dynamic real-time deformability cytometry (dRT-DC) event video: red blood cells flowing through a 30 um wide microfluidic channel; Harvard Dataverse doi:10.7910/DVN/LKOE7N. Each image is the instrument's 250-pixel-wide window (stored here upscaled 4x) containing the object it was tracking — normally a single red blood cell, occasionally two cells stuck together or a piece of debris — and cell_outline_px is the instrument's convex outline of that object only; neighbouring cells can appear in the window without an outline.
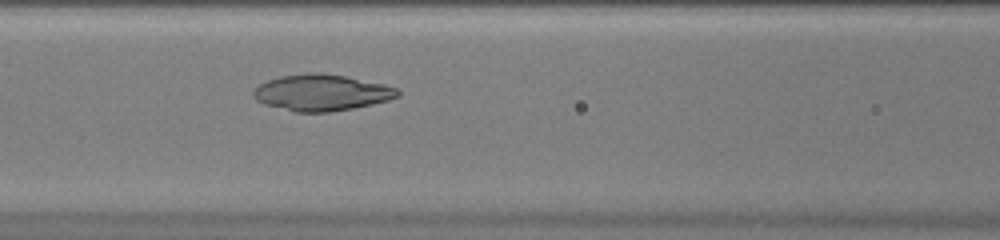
{"species": "common noctule bat (a hibernating species)", "species_latin": "Nyctalus noctula", "temperature_condition": "warm", "stored_images_in_passage": 43, "camera_frame_rate_fps": 3000, "um_per_image_px": 0.085, "animal": {"sex": "female", "body_mass_g": 20.0, "forearm_length_mm": 54.0}, "frame": {"image": 1, "passage_image": 15, "time_ms": 4.667, "image_size_px": [1000, 240], "cell_outline_px": [[400, 96], [388, 100], [372, 104], [352, 108], [328, 112], [296, 112], [264, 104], [256, 100], [252, 96], [252, 92], [260, 84], [268, 80], [280, 76], [308, 72], [316, 72], [344, 76], [384, 84], [396, 88], [400, 92]], "centroid_in_image_um": [27.32, 7.87], "position_along_channel_um": 139.3, "area_um2": 30.4}}
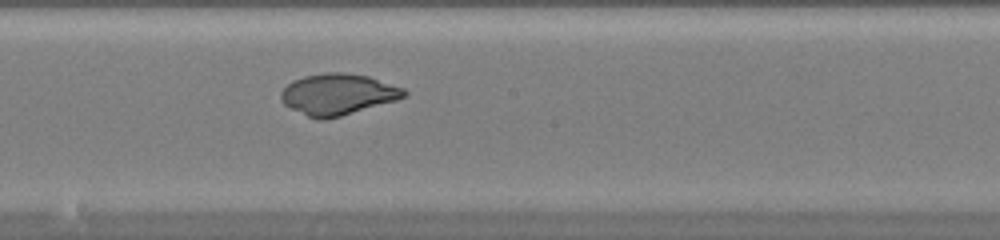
{"frame": {"image": 2, "passage_image": 21, "time_ms": 6.667, "image_size_px": [1000, 240], "cell_outline_px": [[408, 96], [396, 100], [340, 116], [324, 120], [316, 120], [284, 104], [280, 100], [280, 92], [292, 80], [304, 76], [328, 72], [344, 72], [368, 76], [404, 88], [408, 92]], "centroid_in_image_um": [28.72, 8.01], "position_along_channel_um": 219.5, "area_um2": 29.48}}
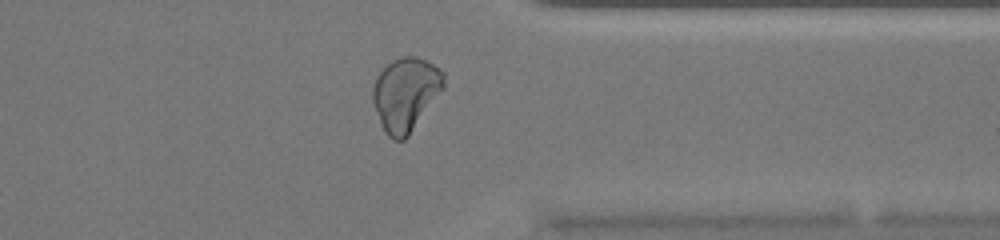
{"frame": {"image": 3, "passage_image": 33, "time_ms": 10.667, "image_size_px": [1000, 240], "cell_outline_px": [[444, 88], [408, 136], [404, 140], [392, 140], [384, 132], [380, 124], [372, 100], [372, 88], [376, 76], [392, 60], [404, 56], [416, 56], [440, 68], [444, 72]], "centroid_in_image_um": [34.46, 8.01], "position_along_channel_um": 376.9, "area_um2": 30.4}}